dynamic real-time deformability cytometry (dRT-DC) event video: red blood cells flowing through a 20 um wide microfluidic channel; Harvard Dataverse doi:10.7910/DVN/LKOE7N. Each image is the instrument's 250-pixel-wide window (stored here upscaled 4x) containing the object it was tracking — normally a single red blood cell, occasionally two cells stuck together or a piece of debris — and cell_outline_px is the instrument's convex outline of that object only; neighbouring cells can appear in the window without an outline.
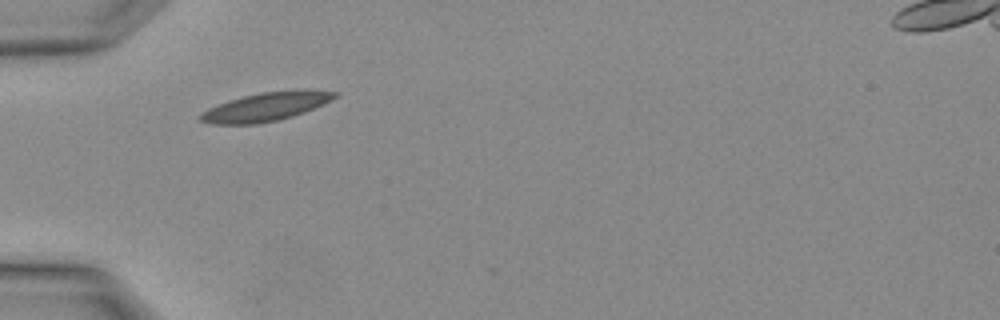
{"species": "Egyptian fruit bat (a non-hibernating species)", "species_latin": "Rousettus aegyptiacus", "temperature_condition": "warm", "stored_images_in_passage": 1, "camera_frame_rate_fps": 3000, "um_per_image_px": 0.085, "animal": {"sex": "female"}, "frame": {"image": 1, "passage_image": 1, "time_ms": 0.0, "image_size_px": [1000, 320], "cell_outline_px": [[340, 92], [336, 96], [324, 104], [304, 112], [292, 116], [276, 120], [256, 124], [212, 124], [200, 120], [196, 116], [200, 112], [208, 108], [228, 100], [260, 92], [296, 88], [308, 88]], "centroid_in_image_um": [22.62, 9.04], "position_along_channel_um": 62.4, "area_um2": 22.83}}